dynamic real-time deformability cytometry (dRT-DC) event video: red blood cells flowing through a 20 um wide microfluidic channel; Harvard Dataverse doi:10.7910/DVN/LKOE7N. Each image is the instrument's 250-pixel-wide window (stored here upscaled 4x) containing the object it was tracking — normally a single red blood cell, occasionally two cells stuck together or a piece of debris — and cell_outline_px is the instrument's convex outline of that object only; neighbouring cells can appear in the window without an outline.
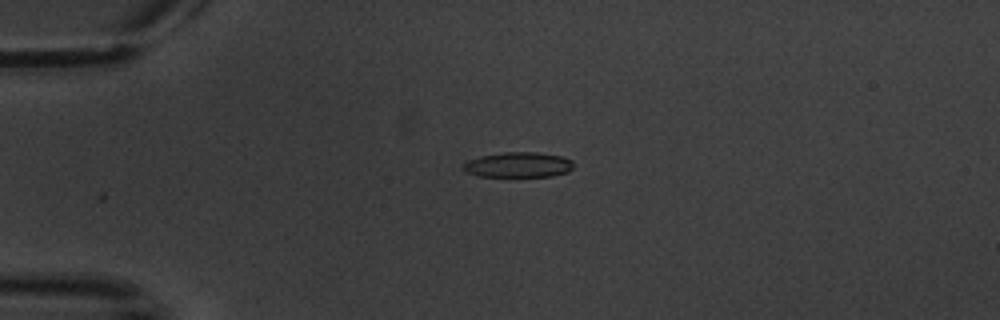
{"species": "common noctule bat (a hibernating species)", "species_latin": "Nyctalus noctula", "temperature_condition": "warm", "stored_images_in_passage": 7, "camera_frame_rate_fps": 3000, "um_per_image_px": 0.085, "animal": {"sex": "male", "body_mass_g": 20.1, "forearm_length_mm": 53.5}, "frame": {"image": 1, "passage_image": 5, "time_ms": 5.0, "image_size_px": [1000, 320], "cell_outline_px": [[572, 168], [568, 172], [552, 176], [480, 176], [464, 172], [460, 168], [468, 160], [480, 156], [504, 152], [536, 152], [560, 156], [572, 160]], "centroid_in_image_um": [44.01, 14.01], "position_along_channel_um": 41.0, "area_um2": 16.18}}
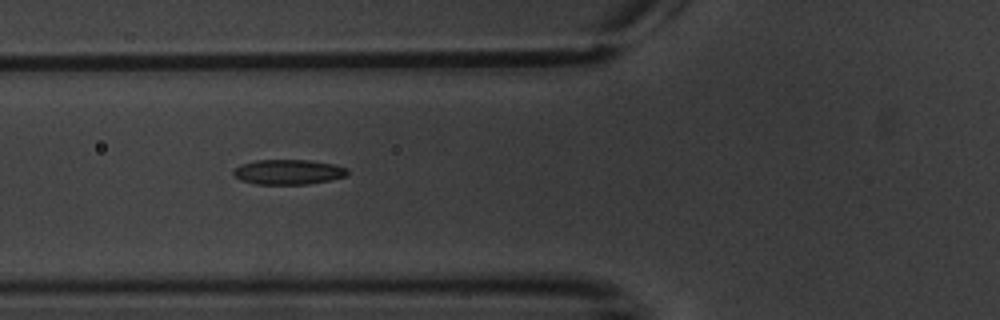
{"frame": {"image": 2, "passage_image": 7, "time_ms": 7.667, "image_size_px": [1000, 320], "cell_outline_px": [[348, 176], [308, 184], [256, 184], [240, 180], [232, 172], [240, 164], [256, 160], [312, 160], [332, 164], [348, 168]], "centroid_in_image_um": [24.52, 14.61], "position_along_channel_um": 101.3, "area_um2": 16.59}}